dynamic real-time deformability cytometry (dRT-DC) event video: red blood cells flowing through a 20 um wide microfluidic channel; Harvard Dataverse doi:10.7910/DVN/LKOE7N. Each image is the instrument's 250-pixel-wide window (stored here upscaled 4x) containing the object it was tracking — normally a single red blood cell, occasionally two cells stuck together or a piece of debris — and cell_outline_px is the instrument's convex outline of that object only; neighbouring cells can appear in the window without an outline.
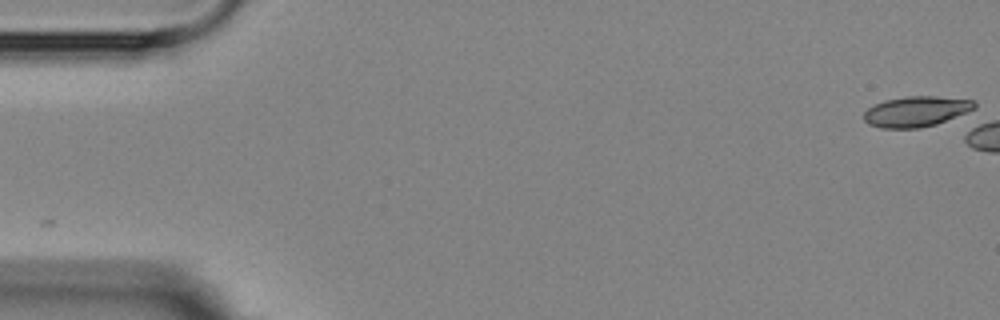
{"species": "Egyptian fruit bat (a non-hibernating species)", "species_latin": "Rousettus aegyptiacus", "temperature_condition": "room temperature", "stored_images_in_passage": 2, "camera_frame_rate_fps": 3000, "um_per_image_px": 0.085, "animal": {"sex": "female"}, "frame": {"image": 1, "passage_image": 1, "time_ms": 0.0, "image_size_px": [1000, 320], "cell_outline_px": [[976, 112], [936, 124], [920, 128], [880, 128], [868, 124], [864, 120], [864, 112], [872, 104], [884, 100], [908, 96], [936, 96], [976, 100]], "centroid_in_image_um": [77.96, 9.47], "position_along_channel_um": 7.0, "area_um2": 20.29}}